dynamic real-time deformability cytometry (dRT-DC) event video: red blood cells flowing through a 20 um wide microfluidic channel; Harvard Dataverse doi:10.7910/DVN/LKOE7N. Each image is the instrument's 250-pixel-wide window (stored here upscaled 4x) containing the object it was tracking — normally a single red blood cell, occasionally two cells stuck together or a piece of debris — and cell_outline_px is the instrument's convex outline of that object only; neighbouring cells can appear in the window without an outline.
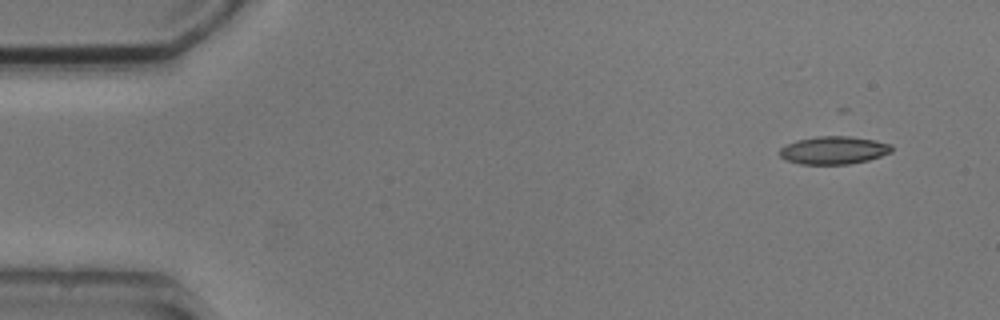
{"species": "common noctule bat (a hibernating species)", "species_latin": "Nyctalus noctula", "temperature_condition": "cold", "stored_images_in_passage": 3, "camera_frame_rate_fps": 3000, "um_per_image_px": 0.085, "animal": {"sex": "male", "body_mass_g": 20.5, "forearm_length_mm": 52.5}, "frame": {"image": 1, "passage_image": 1, "time_ms": 0.0, "image_size_px": [1000, 320], "cell_outline_px": [[892, 152], [868, 160], [848, 164], [800, 164], [784, 160], [780, 156], [780, 148], [796, 140], [816, 136], [852, 136], [876, 140], [892, 144]], "centroid_in_image_um": [70.87, 12.76], "position_along_channel_um": 14.1, "area_um2": 18.32}}